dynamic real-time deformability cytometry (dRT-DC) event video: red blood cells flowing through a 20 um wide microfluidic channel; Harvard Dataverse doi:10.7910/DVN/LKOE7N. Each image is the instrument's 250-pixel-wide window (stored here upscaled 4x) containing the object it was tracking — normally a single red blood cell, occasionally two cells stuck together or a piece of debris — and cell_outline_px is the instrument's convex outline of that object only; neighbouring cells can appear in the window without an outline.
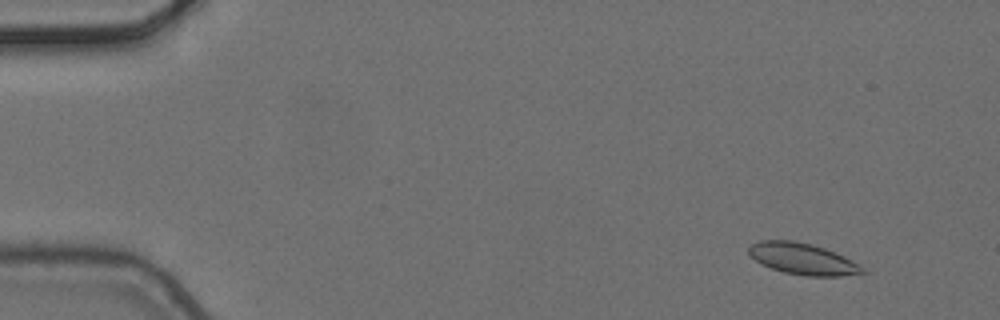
{"species": "common noctule bat (a hibernating species)", "species_latin": "Nyctalus noctula", "temperature_condition": "cold", "stored_images_in_passage": 6, "camera_frame_rate_fps": 3000, "um_per_image_px": 0.085, "animal": {"sex": "female", "body_mass_g": 24.6, "forearm_length_mm": 56.2}, "frame": {"image": 1, "passage_image": 2, "time_ms": 0.333, "image_size_px": [1000, 320], "cell_outline_px": [[868, 272], [864, 276], [808, 276], [784, 272], [760, 264], [748, 252], [748, 248], [752, 244], [760, 240], [792, 240], [812, 244], [824, 248], [844, 256], [864, 268]], "centroid_in_image_um": [68.3, 22.02], "position_along_channel_um": 16.7, "area_um2": 20.98}}
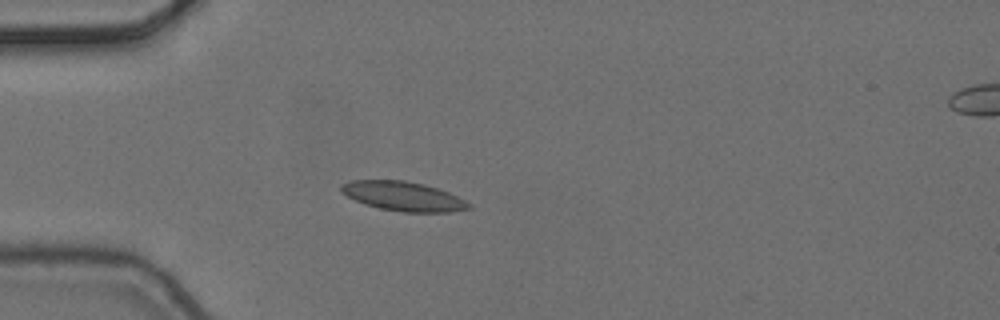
{"frame": {"image": 2, "passage_image": 5, "time_ms": 1.333, "image_size_px": [1000, 320], "cell_outline_px": [[472, 208], [448, 212], [400, 212], [380, 208], [364, 204], [340, 192], [340, 184], [352, 180], [404, 180], [424, 184], [448, 192], [472, 204]], "centroid_in_image_um": [34.26, 16.68], "position_along_channel_um": 50.7, "area_um2": 21.79}}